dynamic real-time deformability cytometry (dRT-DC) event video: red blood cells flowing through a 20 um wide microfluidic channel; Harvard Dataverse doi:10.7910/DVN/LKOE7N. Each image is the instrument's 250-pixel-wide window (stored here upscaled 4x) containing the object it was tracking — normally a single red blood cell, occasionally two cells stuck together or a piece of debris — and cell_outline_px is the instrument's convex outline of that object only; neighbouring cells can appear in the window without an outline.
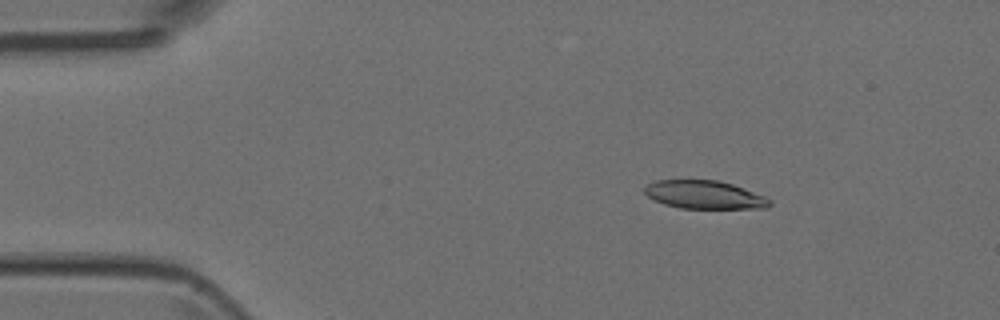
{"species": "Egyptian fruit bat (a non-hibernating species)", "species_latin": "Rousettus aegyptiacus", "temperature_condition": "room temperature", "stored_images_in_passage": 3, "camera_frame_rate_fps": 3000, "um_per_image_px": 0.085, "animal": {"sex": "female"}, "frame": {"image": 1, "passage_image": 1, "time_ms": 0.0, "image_size_px": [1000, 320], "cell_outline_px": [[772, 204], [768, 208], [680, 208], [664, 204], [648, 196], [644, 192], [644, 188], [648, 184], [656, 180], [716, 180], [732, 184], [764, 196], [772, 200]], "centroid_in_image_um": [59.89, 16.55], "position_along_channel_um": 25.1, "area_um2": 20.4}}
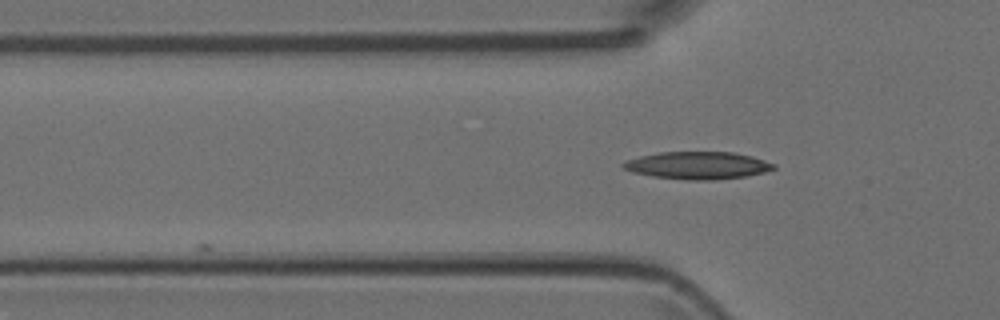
{"frame": {"image": 2, "passage_image": 3, "time_ms": 2.667, "image_size_px": [1000, 320], "cell_outline_px": [[776, 168], [764, 172], [748, 176], [712, 180], [688, 180], [652, 176], [632, 172], [624, 168], [620, 164], [624, 160], [656, 152], [732, 152], [752, 156], [776, 164]], "centroid_in_image_um": [59.29, 14.05], "position_along_channel_um": 66.5, "area_um2": 24.22}}